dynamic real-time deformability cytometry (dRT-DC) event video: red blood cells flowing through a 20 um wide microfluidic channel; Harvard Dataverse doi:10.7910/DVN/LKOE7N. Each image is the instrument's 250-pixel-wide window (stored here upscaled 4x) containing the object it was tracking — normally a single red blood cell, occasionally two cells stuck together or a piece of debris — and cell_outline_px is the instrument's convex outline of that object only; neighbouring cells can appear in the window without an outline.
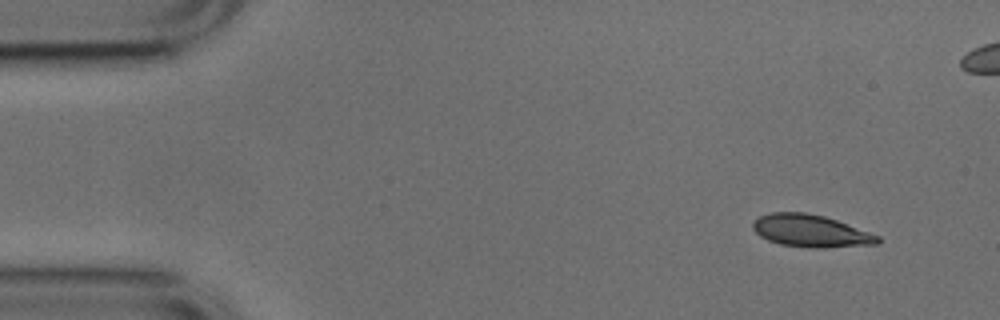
{"species": "common noctule bat (a hibernating species)", "species_latin": "Nyctalus noctula", "temperature_condition": "cold", "stored_images_in_passage": 4, "camera_frame_rate_fps": 3000, "um_per_image_px": 0.085, "animal": {"sex": "male", "body_mass_g": 17.9, "forearm_length_mm": 54.2}, "frame": {"image": 1, "passage_image": 1, "time_ms": 0.0, "image_size_px": [1000, 320], "cell_outline_px": [[880, 244], [824, 248], [808, 248], [780, 244], [768, 240], [760, 236], [752, 228], [752, 220], [760, 216], [772, 212], [804, 212], [824, 216], [836, 220], [880, 236]], "centroid_in_image_um": [68.9, 19.63], "position_along_channel_um": 16.1, "area_um2": 23.64}}